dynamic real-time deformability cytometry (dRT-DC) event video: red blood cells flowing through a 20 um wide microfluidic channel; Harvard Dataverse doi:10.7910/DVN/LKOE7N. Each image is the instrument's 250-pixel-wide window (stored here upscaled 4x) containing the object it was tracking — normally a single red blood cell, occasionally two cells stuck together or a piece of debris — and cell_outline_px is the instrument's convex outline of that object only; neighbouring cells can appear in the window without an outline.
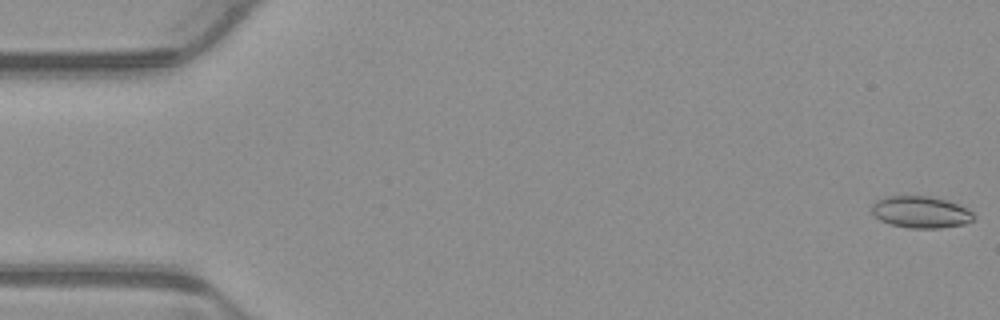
{"species": "common noctule bat (a hibernating species)", "species_latin": "Nyctalus noctula", "temperature_condition": "warm", "stored_images_in_passage": 7, "camera_frame_rate_fps": 3000, "um_per_image_px": 0.085, "animal": {"sex": "male", "body_mass_g": 23.1, "forearm_length_mm": 52.7}, "frame": {"image": 1, "passage_image": 1, "time_ms": 0.0, "image_size_px": [1000, 320], "cell_outline_px": [[976, 216], [972, 220], [964, 224], [940, 228], [908, 228], [892, 224], [880, 220], [872, 216], [872, 204], [876, 200], [888, 196], [932, 196], [948, 200], [968, 208]], "centroid_in_image_um": [78.27, 18.02], "position_along_channel_um": 6.7, "area_um2": 19.07}}
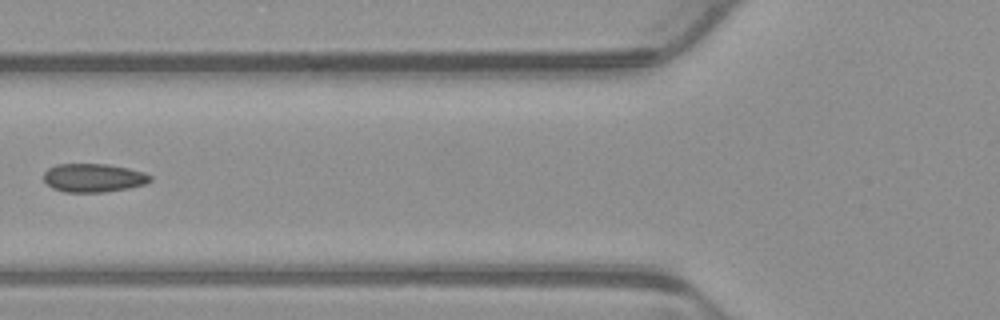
{"frame": {"image": 2, "passage_image": 6, "time_ms": 1.667, "image_size_px": [1000, 320], "cell_outline_px": [[152, 180], [144, 184], [128, 188], [104, 192], [64, 192], [52, 188], [44, 180], [44, 172], [48, 168], [56, 164], [108, 164], [128, 168], [144, 172], [152, 176]], "centroid_in_image_um": [7.94, 15.11], "position_along_channel_um": 117.9, "area_um2": 17.74}}
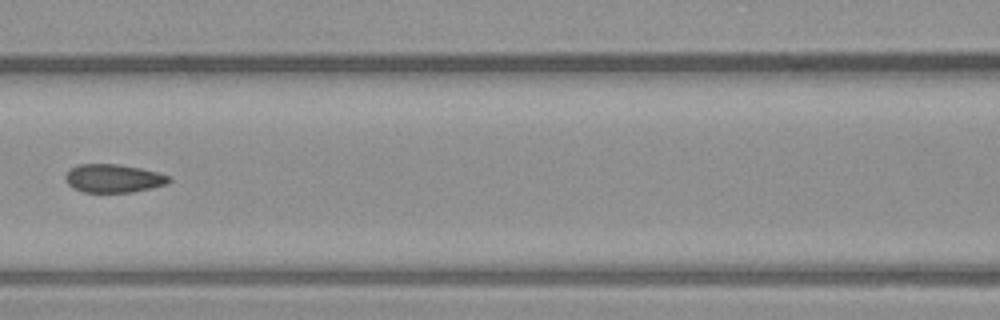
{"frame": {"image": 3, "passage_image": 7, "time_ms": 2.0, "image_size_px": [1000, 320], "cell_outline_px": [[172, 180], [168, 184], [152, 188], [132, 192], [84, 192], [68, 184], [64, 180], [64, 176], [76, 164], [116, 164], [140, 168], [156, 172], [168, 176]], "centroid_in_image_um": [9.65, 15.16], "position_along_channel_um": 157.0, "area_um2": 16.99}}